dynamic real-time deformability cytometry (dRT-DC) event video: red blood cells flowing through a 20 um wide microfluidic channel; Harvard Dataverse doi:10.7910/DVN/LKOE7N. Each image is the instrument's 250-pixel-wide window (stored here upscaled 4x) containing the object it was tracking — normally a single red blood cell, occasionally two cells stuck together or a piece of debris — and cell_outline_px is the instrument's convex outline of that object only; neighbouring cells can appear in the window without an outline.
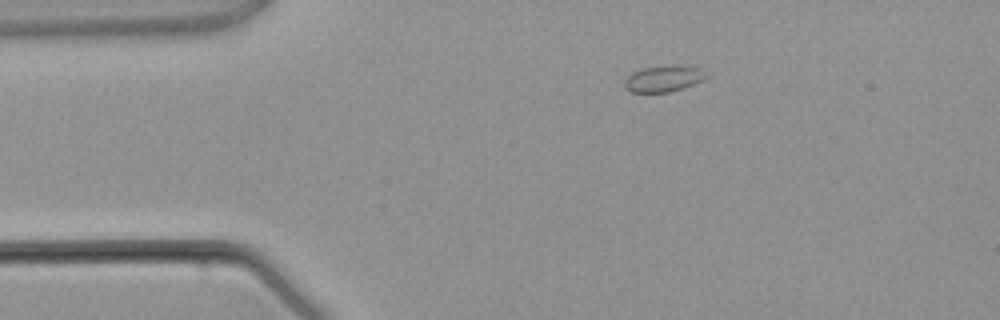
{"species": "common noctule bat (a hibernating species)", "species_latin": "Nyctalus noctula", "temperature_condition": "warm", "stored_images_in_passage": 2, "camera_frame_rate_fps": 3000, "um_per_image_px": 0.085, "animal": {"sex": "male", "body_mass_g": 21.5, "forearm_length_mm": 52.0}, "frame": {"image": 1, "passage_image": 1, "time_ms": 0.0, "image_size_px": [1000, 320], "cell_outline_px": [[708, 76], [704, 80], [684, 88], [668, 92], [632, 92], [624, 88], [624, 80], [632, 72], [644, 68], [704, 68]], "centroid_in_image_um": [56.39, 6.74], "position_along_channel_um": 28.6, "area_um2": 11.91}}